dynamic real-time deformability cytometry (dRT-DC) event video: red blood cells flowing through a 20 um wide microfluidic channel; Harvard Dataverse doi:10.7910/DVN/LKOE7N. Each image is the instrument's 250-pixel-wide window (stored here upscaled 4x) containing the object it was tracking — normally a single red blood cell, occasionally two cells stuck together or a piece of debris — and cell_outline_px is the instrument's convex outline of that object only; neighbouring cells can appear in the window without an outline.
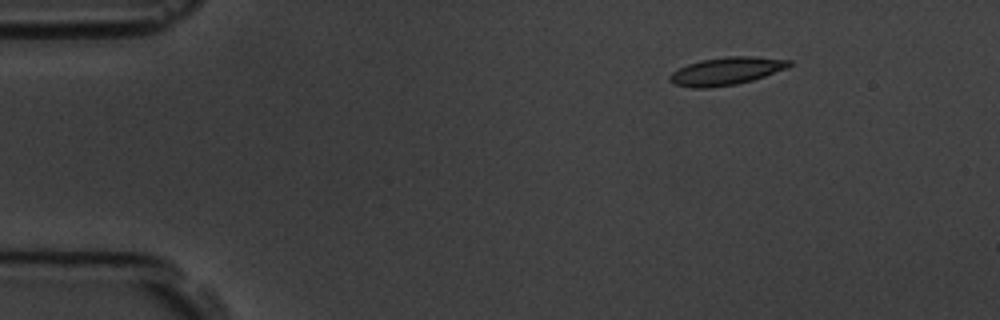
{"species": "common noctule bat (a hibernating species)", "species_latin": "Nyctalus noctula", "temperature_condition": "room temperature", "stored_images_in_passage": 3, "camera_frame_rate_fps": 3000, "um_per_image_px": 0.085, "animal": {"sex": "male", "body_mass_g": 19.5, "forearm_length_mm": 54.6}, "frame": {"image": 1, "passage_image": 1, "time_ms": 0.0, "image_size_px": [1000, 320], "cell_outline_px": [[792, 64], [788, 68], [752, 80], [736, 84], [708, 88], [692, 88], [672, 84], [668, 80], [668, 76], [672, 72], [688, 64], [700, 60], [728, 56], [752, 56], [792, 60]], "centroid_in_image_um": [61.72, 6.04], "position_along_channel_um": 23.3, "area_um2": 19.42}}